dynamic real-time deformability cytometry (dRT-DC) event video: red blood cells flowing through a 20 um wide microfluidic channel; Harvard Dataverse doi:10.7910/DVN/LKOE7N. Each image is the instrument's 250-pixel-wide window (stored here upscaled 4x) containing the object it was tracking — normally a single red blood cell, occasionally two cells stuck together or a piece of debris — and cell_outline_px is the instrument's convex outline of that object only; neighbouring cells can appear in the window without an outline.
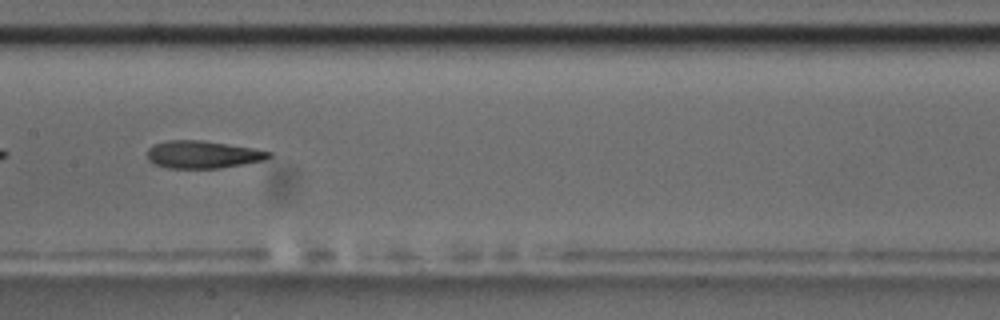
{"species": "common noctule bat (a hibernating species)", "species_latin": "Nyctalus noctula", "temperature_condition": "room temperature", "stored_images_in_passage": 39, "camera_frame_rate_fps": 3000, "um_per_image_px": 0.085, "animal": {"sex": "male", "body_mass_g": 17.5, "forearm_length_mm": 52.3}, "frame": {"image": 1, "passage_image": 12, "time_ms": 3.667, "image_size_px": [1000, 320], "cell_outline_px": [[272, 156], [264, 160], [220, 168], [168, 168], [156, 164], [148, 160], [148, 148], [152, 144], [168, 140], [200, 140], [228, 144], [252, 148], [272, 152]], "centroid_in_image_um": [17.22, 13.13], "position_along_channel_um": 190.2, "area_um2": 19.42}, "authors_computed_cell_mechanics": {"area_um2": 20.1722, "velocity_mm_per_s": 3.6634, "shape_relaxation_time_tau1_ms": null, "shape_relaxation_time_tau2_ms": 4.8536, "deformation_change_tau1": null, "deformation_change_tau2": 0.1418}}